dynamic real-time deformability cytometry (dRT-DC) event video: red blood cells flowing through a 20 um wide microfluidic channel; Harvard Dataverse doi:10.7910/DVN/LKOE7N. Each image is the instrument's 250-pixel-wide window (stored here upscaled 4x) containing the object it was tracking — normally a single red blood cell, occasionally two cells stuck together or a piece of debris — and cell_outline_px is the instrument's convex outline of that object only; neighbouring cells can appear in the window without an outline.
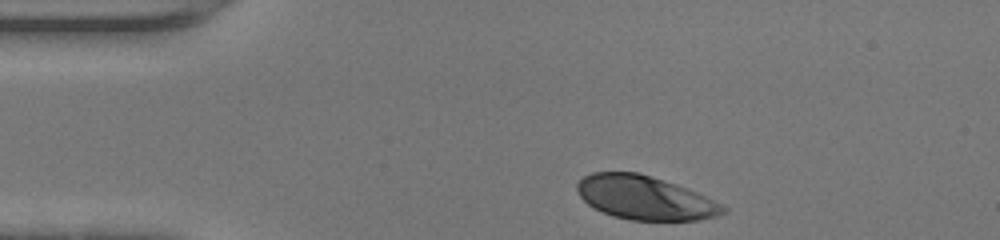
{"species": "human", "species_latin": "Homo sapiens", "temperature_condition": "warm", "stored_images_in_passage": 30, "camera_frame_rate_fps": 3000, "um_per_image_px": 0.085, "donor": {"sex": "female"}, "frame": {"image": 1, "passage_image": 1, "time_ms": 0.0, "image_size_px": [1000, 240], "cell_outline_px": [[728, 212], [716, 216], [700, 220], [632, 220], [612, 216], [592, 208], [580, 196], [576, 188], [576, 184], [584, 176], [592, 172], [636, 172], [664, 180], [688, 188], [728, 208]], "centroid_in_image_um": [54.8, 16.81], "position_along_channel_um": 30.2, "area_um2": 37.17}}
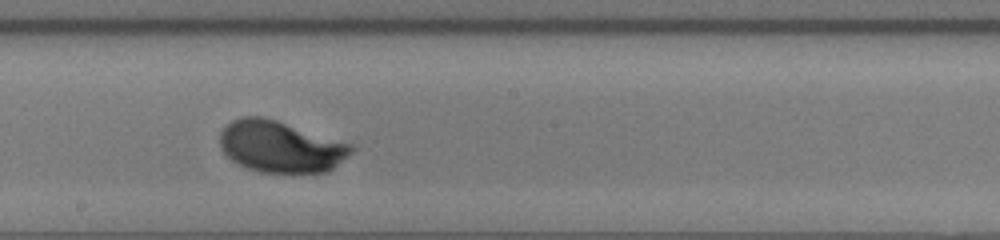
{"frame": {"image": 2, "passage_image": 18, "time_ms": 5.667, "image_size_px": [1000, 240], "cell_outline_px": [[356, 148], [352, 152], [328, 172], [260, 172], [248, 168], [232, 160], [220, 148], [220, 132], [232, 120], [240, 116], [264, 116], [352, 144]], "centroid_in_image_um": [23.84, 12.45], "position_along_channel_um": 224.4, "area_um2": 39.25}}
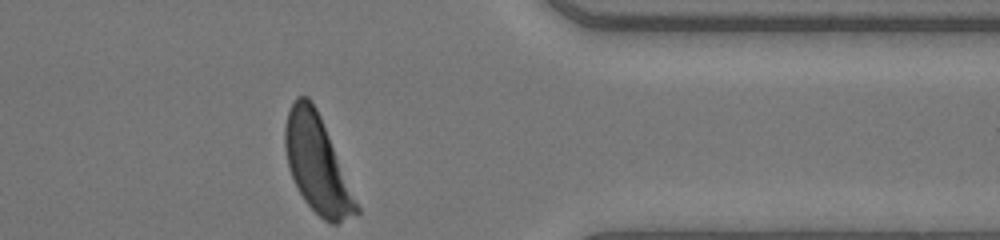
{"frame": {"image": 3, "passage_image": 30, "time_ms": 9.667, "image_size_px": [1000, 240], "cell_outline_px": [[360, 212], [336, 224], [332, 224], [324, 220], [304, 200], [292, 176], [288, 164], [284, 148], [284, 128], [288, 112], [296, 96], [308, 96], [316, 108], [320, 116], [360, 208]], "centroid_in_image_um": [26.94, 13.94], "position_along_channel_um": 384.5, "area_um2": 39.42}, "authors_computed_cell_mechanics": {"area_um2": 39.1595, "velocity_mm_per_s": 4.3876, "shape_relaxation_time_tau1_ms": 2.1049, "shape_relaxation_time_tau2_ms": null, "deformation_change_tau1": 0.169, "deformation_change_tau2": null}}